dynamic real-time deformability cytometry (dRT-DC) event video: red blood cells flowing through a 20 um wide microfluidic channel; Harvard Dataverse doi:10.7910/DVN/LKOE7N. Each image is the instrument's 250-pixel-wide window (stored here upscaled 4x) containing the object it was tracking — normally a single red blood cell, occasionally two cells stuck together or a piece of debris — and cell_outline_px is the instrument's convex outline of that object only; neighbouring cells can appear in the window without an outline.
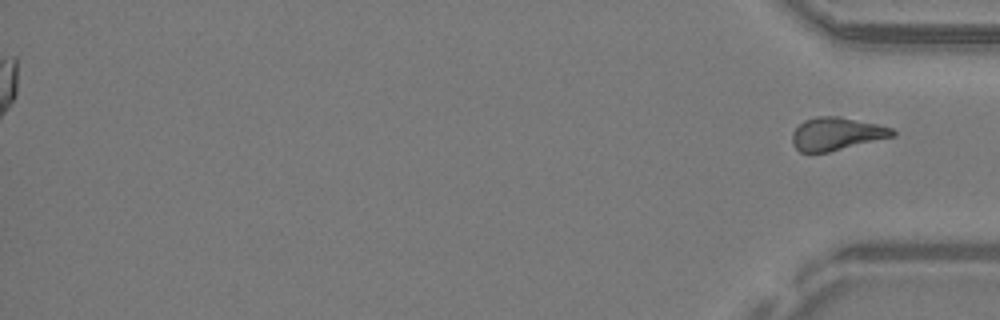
{"species": "common noctule bat (a hibernating species)", "species_latin": "Nyctalus noctula", "temperature_condition": "warm", "stored_images_in_passage": 39, "segment_of_instrument_passage": [2, 2], "camera_frame_rate_fps": 3000, "um_per_image_px": 0.085, "animal": {"sex": "male", "body_mass_g": 19.2, "forearm_length_mm": 51.8}, "frame": {"image": 1, "passage_image": 39, "time_ms": 12.667, "image_size_px": [1000, 320], "cell_outline_px": [[896, 136], [828, 152], [800, 152], [792, 144], [792, 132], [804, 120], [816, 116], [840, 116], [876, 124], [892, 128], [896, 132]], "centroid_in_image_um": [71.1, 11.37], "position_along_channel_um": 364.1, "area_um2": 19.25}}